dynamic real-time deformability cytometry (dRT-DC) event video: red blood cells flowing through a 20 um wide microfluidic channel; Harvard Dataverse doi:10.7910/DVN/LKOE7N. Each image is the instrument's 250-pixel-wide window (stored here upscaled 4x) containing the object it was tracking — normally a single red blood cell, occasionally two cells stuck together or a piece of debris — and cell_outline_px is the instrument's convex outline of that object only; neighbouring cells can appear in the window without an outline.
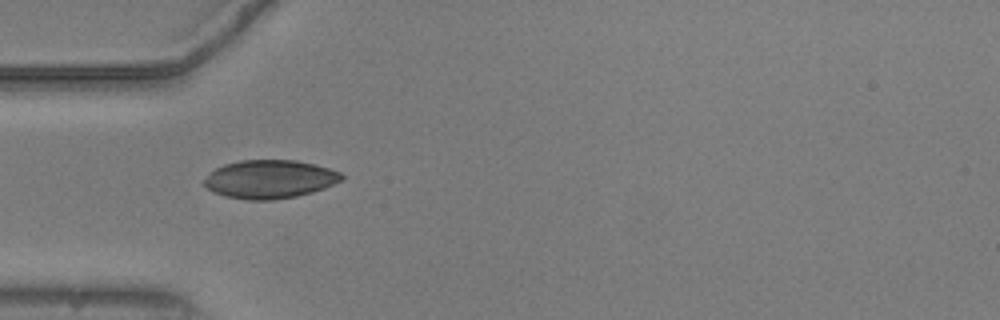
{"species": "common noctule bat (a hibernating species)", "species_latin": "Nyctalus noctula", "temperature_condition": "warm", "stored_images_in_passage": 38, "camera_frame_rate_fps": 3000, "um_per_image_px": 0.085, "animal": {"sex": "male", "body_mass_g": 20.5, "forearm_length_mm": 52.5}, "frame": {"image": 1, "passage_image": 1, "time_ms": 0.0, "image_size_px": [1000, 320], "cell_outline_px": [[344, 180], [324, 188], [312, 192], [296, 196], [272, 200], [248, 200], [224, 196], [212, 192], [204, 184], [204, 180], [216, 168], [224, 164], [240, 160], [296, 160], [328, 168], [340, 172], [344, 176]], "centroid_in_image_um": [22.94, 15.23], "position_along_channel_um": 62.1, "area_um2": 30.69}}
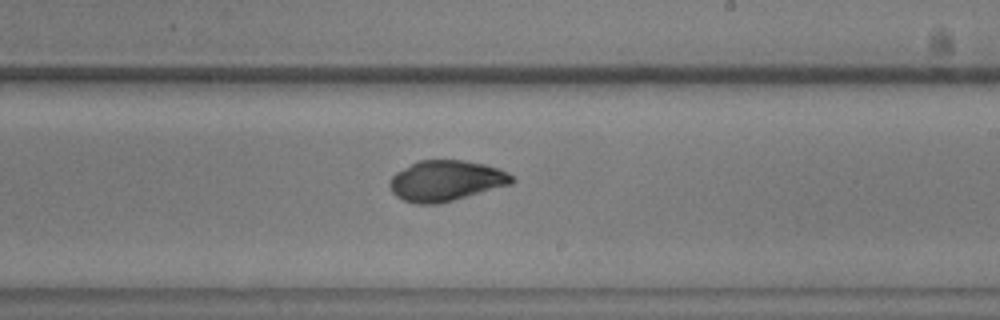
{"frame": {"image": 2, "passage_image": 16, "time_ms": 5.0, "image_size_px": [1000, 320], "cell_outline_px": [[516, 180], [512, 184], [452, 200], [436, 204], [416, 204], [404, 200], [396, 196], [392, 192], [388, 184], [392, 176], [396, 172], [420, 160], [464, 160], [484, 164], [500, 168], [512, 176]], "centroid_in_image_um": [37.91, 15.36], "position_along_channel_um": 251.1, "area_um2": 28.78}}
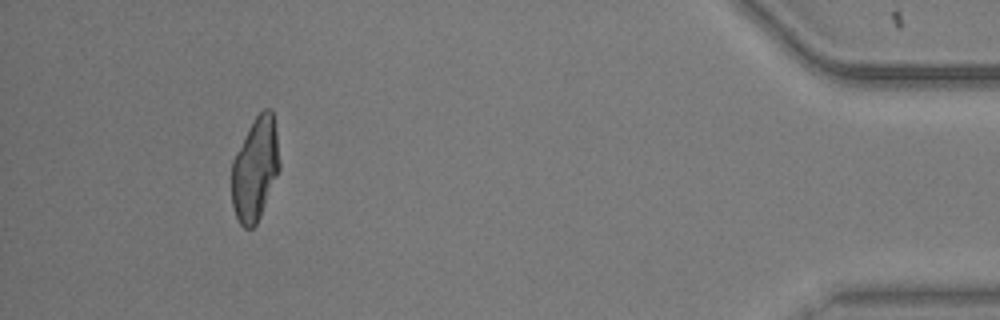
{"frame": {"image": 3, "passage_image": 34, "time_ms": 11.0, "image_size_px": [1000, 320], "cell_outline_px": [[280, 168], [260, 216], [256, 224], [252, 228], [244, 228], [240, 224], [236, 216], [232, 204], [232, 160], [248, 128], [256, 116], [264, 108], [272, 108], [276, 132], [280, 160]], "centroid_in_image_um": [21.69, 14.35], "position_along_channel_um": 413.5, "area_um2": 28.67}, "authors_computed_cell_mechanics": {"area_um2": 28.8711, "velocity_mm_per_s": 3.7829, "shape_relaxation_time_tau1_ms": null, "shape_relaxation_time_tau2_ms": 0.8075, "deformation_change_tau1": null, "deformation_change_tau2": 0.0294}}